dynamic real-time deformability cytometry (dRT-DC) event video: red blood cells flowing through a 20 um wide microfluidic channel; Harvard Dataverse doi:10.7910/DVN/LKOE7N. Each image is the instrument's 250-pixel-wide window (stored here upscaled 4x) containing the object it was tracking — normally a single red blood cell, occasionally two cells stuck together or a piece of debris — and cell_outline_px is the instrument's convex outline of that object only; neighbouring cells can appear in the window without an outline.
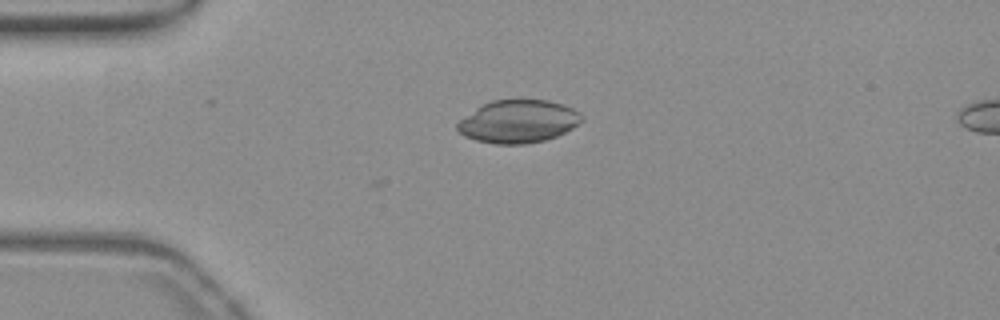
{"species": "common noctule bat (a hibernating species)", "species_latin": "Nyctalus noctula", "temperature_condition": "warm", "stored_images_in_passage": 4, "camera_frame_rate_fps": 3000, "um_per_image_px": 0.085, "animal": {"sex": "female", "body_mass_g": 19.3, "forearm_length_mm": 54.1}, "frame": {"image": 1, "passage_image": 2, "time_ms": 0.333, "image_size_px": [1000, 320], "cell_outline_px": [[584, 120], [580, 124], [556, 136], [544, 140], [524, 144], [496, 144], [476, 140], [464, 136], [456, 128], [456, 124], [460, 120], [476, 108], [492, 100], [548, 100], [564, 104], [580, 112], [584, 116]], "centroid_in_image_um": [44.08, 10.32], "position_along_channel_um": 40.9, "area_um2": 31.04}}